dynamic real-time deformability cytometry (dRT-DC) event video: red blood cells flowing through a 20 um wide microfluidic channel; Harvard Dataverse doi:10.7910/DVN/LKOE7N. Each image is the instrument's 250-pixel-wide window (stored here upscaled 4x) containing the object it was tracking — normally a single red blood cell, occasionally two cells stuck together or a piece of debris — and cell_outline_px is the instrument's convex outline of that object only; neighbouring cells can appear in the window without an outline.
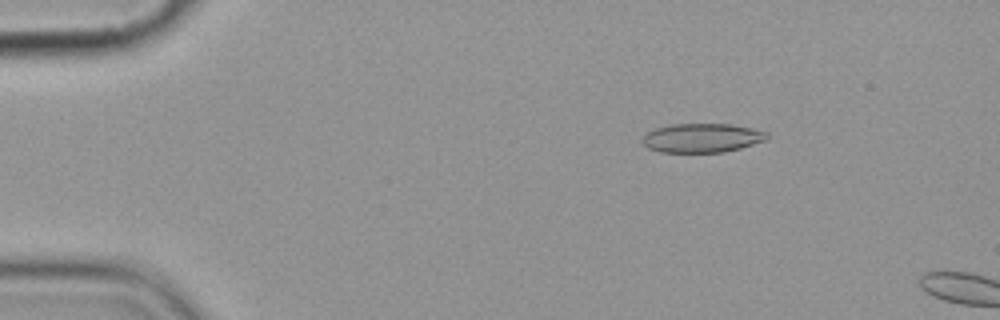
{"species": "common noctule bat (a hibernating species)", "species_latin": "Nyctalus noctula", "temperature_condition": "cold", "stored_images_in_passage": 4, "camera_frame_rate_fps": 3000, "um_per_image_px": 0.085, "animal": {"sex": "female", "body_mass_g": 19.9}, "frame": {"image": 1, "passage_image": 3, "time_ms": 2.333, "image_size_px": [1000, 320], "cell_outline_px": [[768, 140], [740, 148], [724, 152], [660, 152], [648, 148], [640, 140], [648, 132], [656, 128], [672, 124], [728, 124], [752, 128], [768, 132]], "centroid_in_image_um": [59.69, 11.73], "position_along_channel_um": 25.3, "area_um2": 21.1}}